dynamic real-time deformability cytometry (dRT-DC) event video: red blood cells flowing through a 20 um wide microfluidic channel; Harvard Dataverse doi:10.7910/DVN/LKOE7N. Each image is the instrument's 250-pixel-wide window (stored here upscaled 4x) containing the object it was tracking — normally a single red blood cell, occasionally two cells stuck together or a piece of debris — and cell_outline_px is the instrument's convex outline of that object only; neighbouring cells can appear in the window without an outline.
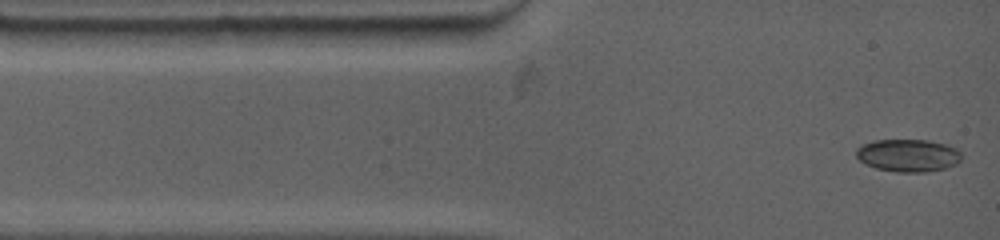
{"species": "common noctule bat (a hibernating species)", "species_latin": "Nyctalus noctula", "temperature_condition": "warm", "stored_images_in_passage": 8, "camera_frame_rate_fps": 4500, "um_per_image_px": 0.085, "animal": {"sex": "female", "body_mass_g": 19.0, "forearm_length_mm": 53.3}, "frame": {"image": 1, "passage_image": 1, "time_ms": 0.0, "image_size_px": [1000, 240], "cell_outline_px": [[964, 156], [956, 164], [944, 168], [924, 172], [896, 172], [876, 168], [864, 164], [856, 156], [856, 148], [872, 140], [928, 140], [948, 144], [960, 148]], "centroid_in_image_um": [77.23, 13.2], "position_along_channel_um": 7.8, "area_um2": 20.35}}
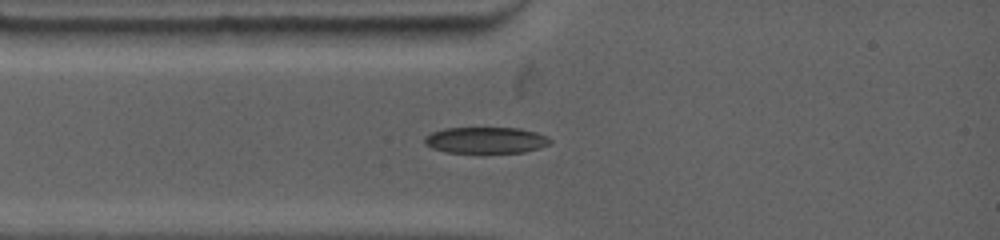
{"frame": {"image": 2, "passage_image": 5, "time_ms": 2.0, "image_size_px": [1000, 240], "cell_outline_px": [[552, 140], [548, 144], [524, 152], [444, 152], [432, 148], [424, 144], [424, 136], [432, 132], [444, 128], [520, 128], [536, 132], [548, 136]], "centroid_in_image_um": [41.26, 11.9], "position_along_channel_um": 43.7, "area_um2": 19.13}}
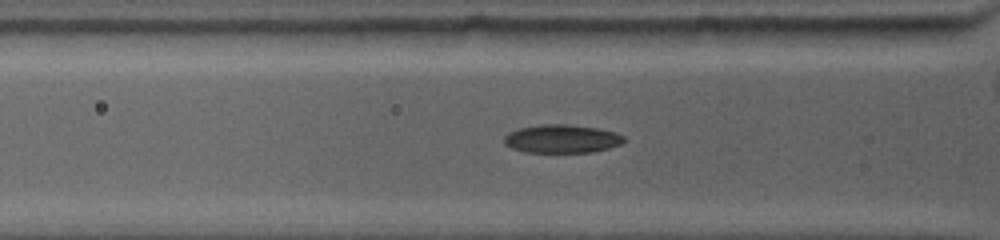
{"frame": {"image": 3, "passage_image": 7, "time_ms": 2.889, "image_size_px": [1000, 240], "cell_outline_px": [[624, 140], [620, 144], [608, 148], [592, 152], [524, 152], [512, 148], [504, 144], [504, 136], [508, 132], [520, 128], [540, 124], [568, 124], [596, 128], [612, 132], [624, 136]], "centroid_in_image_um": [47.7, 11.8], "position_along_channel_um": 78.1, "area_um2": 19.65}}